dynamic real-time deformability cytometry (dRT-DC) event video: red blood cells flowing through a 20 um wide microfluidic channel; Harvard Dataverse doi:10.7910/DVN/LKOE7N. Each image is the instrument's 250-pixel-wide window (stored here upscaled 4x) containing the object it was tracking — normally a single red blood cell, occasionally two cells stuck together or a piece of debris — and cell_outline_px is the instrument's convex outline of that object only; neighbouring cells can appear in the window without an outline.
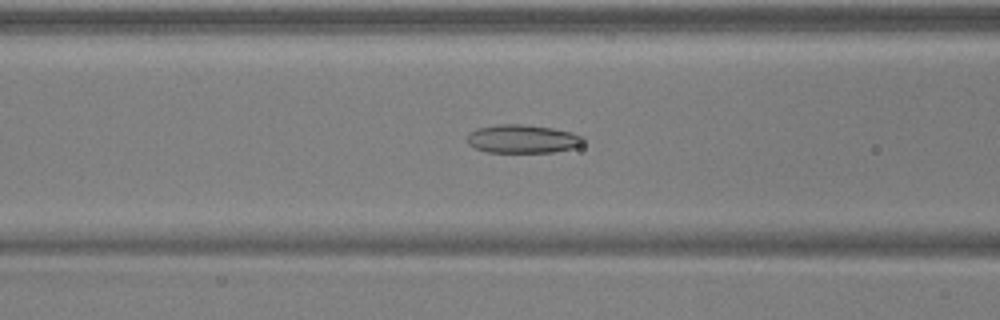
{"species": "common noctule bat (a hibernating species)", "species_latin": "Nyctalus noctula", "temperature_condition": "warm", "stored_images_in_passage": 43, "camera_frame_rate_fps": 3000, "um_per_image_px": 0.085, "animal": {"sex": "male", "body_mass_g": 17.9, "forearm_length_mm": 54.2}, "frame": {"image": 1, "passage_image": 13, "time_ms": 4.0, "image_size_px": [1000, 320], "cell_outline_px": [[584, 144], [572, 148], [552, 152], [488, 152], [476, 148], [468, 144], [468, 132], [476, 128], [496, 124], [520, 124], [552, 128], [572, 132], [584, 136]], "centroid_in_image_um": [44.42, 11.8], "position_along_channel_um": 122.2, "area_um2": 19.31}}
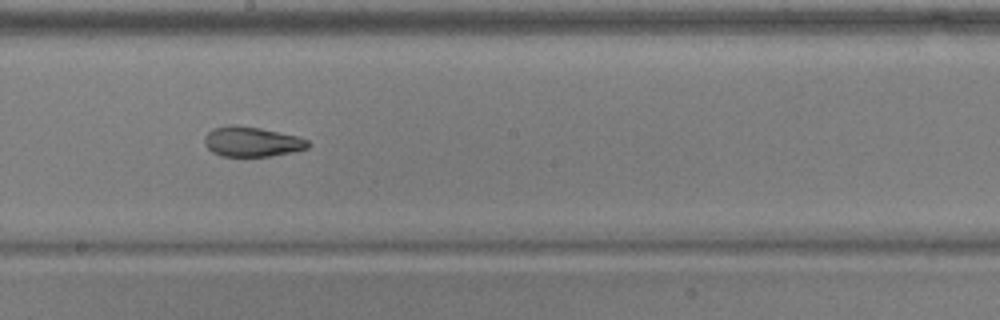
{"frame": {"image": 2, "passage_image": 21, "time_ms": 6.667, "image_size_px": [1000, 320], "cell_outline_px": [[308, 148], [292, 152], [268, 156], [220, 156], [212, 152], [204, 144], [204, 136], [212, 128], [232, 124], [236, 124], [260, 128], [300, 136], [308, 140]], "centroid_in_image_um": [21.38, 12.03], "position_along_channel_um": 226.8, "area_um2": 18.21}}
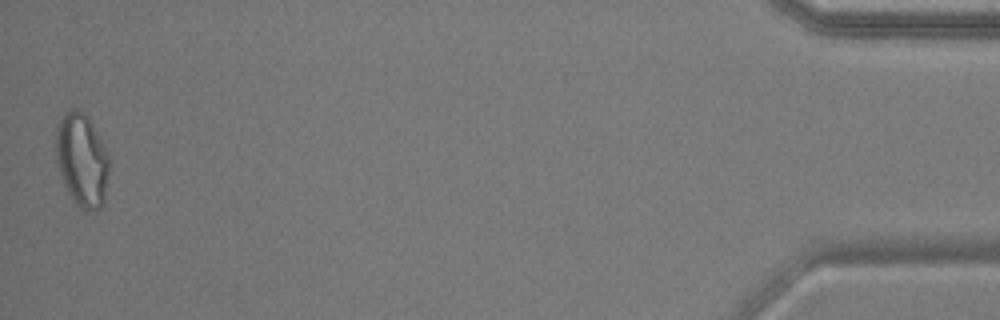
{"frame": {"image": 3, "passage_image": 43, "time_ms": 14.0, "image_size_px": [1000, 320], "cell_outline_px": [[108, 172], [104, 204], [100, 208], [92, 212], [84, 212], [76, 204], [68, 192], [60, 176], [56, 160], [56, 124], [64, 112], [72, 108], [76, 108], [84, 112], [88, 116], [104, 144], [108, 152]], "centroid_in_image_um": [6.95, 13.59], "position_along_channel_um": 428.2, "area_um2": 29.48}, "authors_computed_cell_mechanics": {"area_um2": 20.3456, "velocity_mm_per_s": 3.9243, "shape_relaxation_time_tau1_ms": null, "shape_relaxation_time_tau2_ms": 2.0031, "deformation_change_tau1": null, "deformation_change_tau2": 0.0737}}